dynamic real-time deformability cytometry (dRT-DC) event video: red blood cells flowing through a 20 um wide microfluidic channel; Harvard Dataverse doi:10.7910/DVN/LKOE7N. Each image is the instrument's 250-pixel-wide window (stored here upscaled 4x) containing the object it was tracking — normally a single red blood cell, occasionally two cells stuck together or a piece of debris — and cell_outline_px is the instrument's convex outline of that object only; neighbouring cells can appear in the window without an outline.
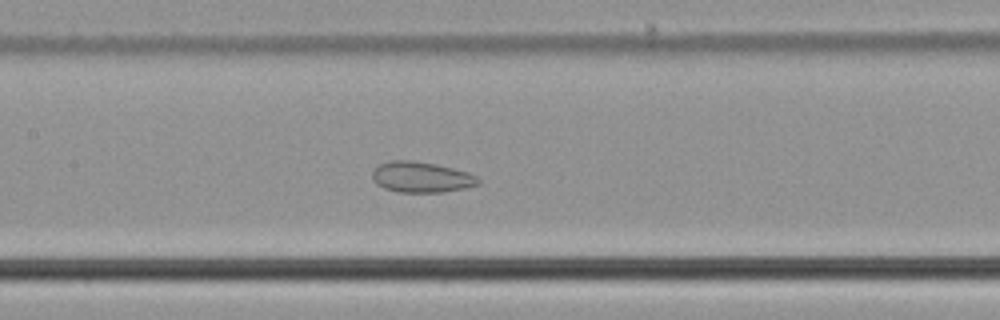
{"species": "common noctule bat (a hibernating species)", "species_latin": "Nyctalus noctula", "temperature_condition": "cold", "stored_images_in_passage": 57, "camera_frame_rate_fps": 3000, "um_per_image_px": 0.085, "animal": {"sex": "male", "body_mass_g": 21.5, "forearm_length_mm": 52.0}, "frame": {"image": 1, "passage_image": 27, "time_ms": 8.667, "image_size_px": [1000, 320], "cell_outline_px": [[480, 184], [468, 188], [444, 192], [396, 192], [384, 188], [376, 184], [372, 180], [372, 172], [380, 164], [388, 160], [408, 160], [436, 164], [468, 172], [476, 176], [480, 180]], "centroid_in_image_um": [35.82, 15.06], "position_along_channel_um": 171.6, "area_um2": 19.13}}
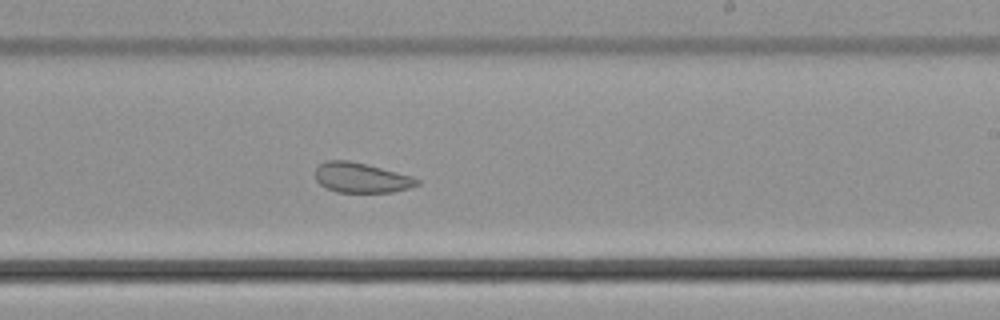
{"frame": {"image": 2, "passage_image": 34, "time_ms": 11.0, "image_size_px": [1000, 320], "cell_outline_px": [[420, 184], [408, 188], [392, 192], [336, 192], [320, 184], [316, 180], [316, 168], [324, 160], [348, 160], [368, 164], [412, 176], [420, 180]], "centroid_in_image_um": [30.71, 15.09], "position_along_channel_um": 258.3, "area_um2": 17.8}}
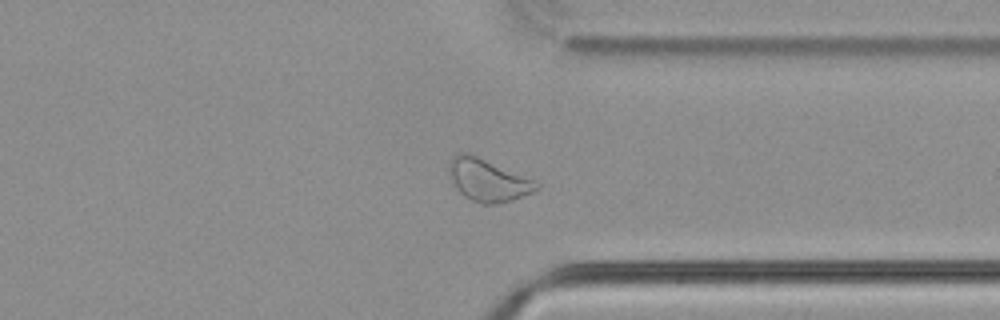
{"frame": {"image": 3, "passage_image": 43, "time_ms": 14.0, "image_size_px": [1000, 320], "cell_outline_px": [[540, 188], [532, 192], [512, 200], [492, 204], [480, 204], [464, 196], [456, 188], [452, 180], [448, 168], [448, 160], [452, 156], [464, 152], [468, 152], [532, 180], [540, 184]], "centroid_in_image_um": [41.42, 15.31], "position_along_channel_um": 370.0, "area_um2": 21.15}, "authors_computed_cell_mechanics": {"area_um2": 24.7384, "velocity_mm_per_s": 3.7272, "shape_relaxation_time_tau1_ms": null, "shape_relaxation_time_tau2_ms": 2.6, "deformation_change_tau1": null, "deformation_change_tau2": 0.0827}}